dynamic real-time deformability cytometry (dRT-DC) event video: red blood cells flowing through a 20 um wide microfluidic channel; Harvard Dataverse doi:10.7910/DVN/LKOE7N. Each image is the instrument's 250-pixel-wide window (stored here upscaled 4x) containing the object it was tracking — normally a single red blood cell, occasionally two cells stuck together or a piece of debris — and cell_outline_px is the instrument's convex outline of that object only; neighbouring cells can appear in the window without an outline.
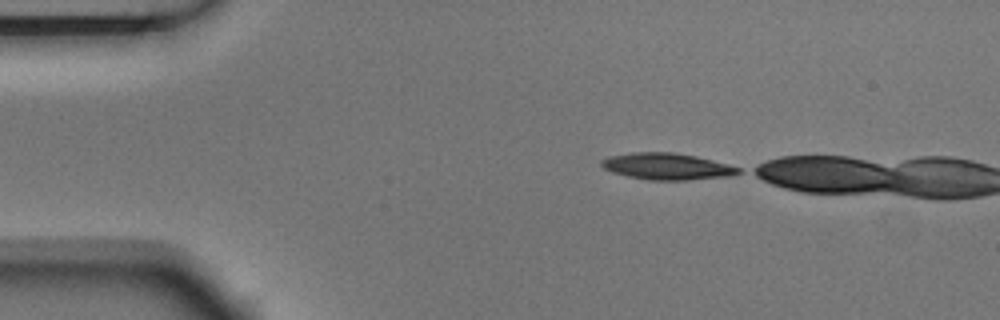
{"species": "Egyptian fruit bat (a non-hibernating species)", "species_latin": "Rousettus aegyptiacus", "temperature_condition": "room temperature", "stored_images_in_passage": 7, "camera_frame_rate_fps": 3000, "um_per_image_px": 0.085, "animal": {"sex": "male"}, "frame": {"image": 1, "passage_image": 1, "time_ms": 0.0, "image_size_px": [1000, 320], "cell_outline_px": [[740, 172], [732, 176], [688, 180], [648, 180], [628, 176], [612, 172], [604, 168], [600, 164], [600, 160], [608, 156], [632, 152], [672, 152], [696, 156], [728, 164], [740, 168]], "centroid_in_image_um": [56.67, 14.14], "position_along_channel_um": 28.3, "area_um2": 21.27}}
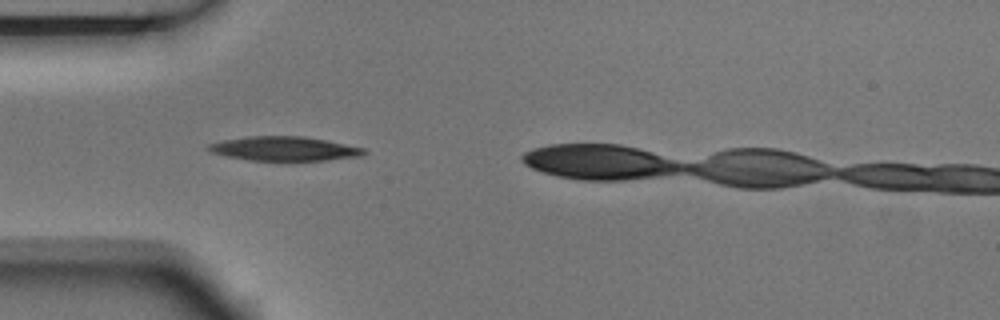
{"frame": {"image": 2, "passage_image": 3, "time_ms": 0.667, "image_size_px": [1000, 320], "cell_outline_px": [[368, 152], [360, 156], [328, 160], [292, 164], [248, 160], [224, 156], [212, 152], [204, 148], [208, 144], [224, 140], [248, 136], [304, 136], [328, 140], [364, 148]], "centroid_in_image_um": [24.17, 12.68], "position_along_channel_um": 60.8, "area_um2": 23.18}}
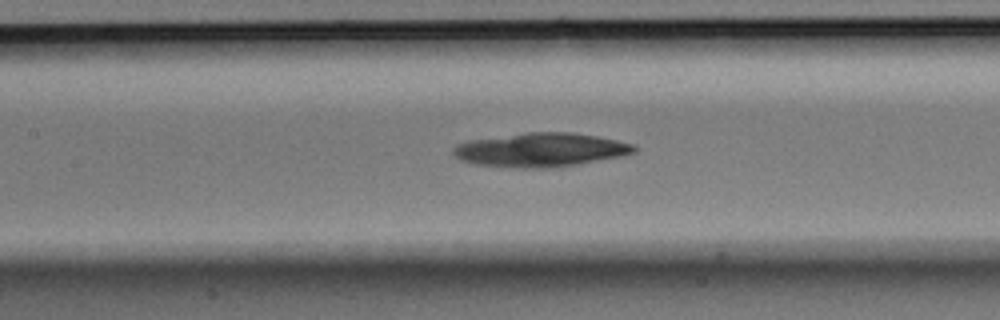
{"frame": {"image": 3, "passage_image": 7, "time_ms": 2.0, "image_size_px": [1000, 320], "cell_outline_px": [[636, 152], [620, 156], [556, 168], [516, 168], [476, 164], [460, 160], [452, 152], [452, 148], [456, 144], [468, 140], [528, 132], [572, 132], [596, 136], [616, 140], [632, 144], [636, 148]], "centroid_in_image_um": [45.92, 12.74], "position_along_channel_um": 161.5, "area_um2": 35.72}}